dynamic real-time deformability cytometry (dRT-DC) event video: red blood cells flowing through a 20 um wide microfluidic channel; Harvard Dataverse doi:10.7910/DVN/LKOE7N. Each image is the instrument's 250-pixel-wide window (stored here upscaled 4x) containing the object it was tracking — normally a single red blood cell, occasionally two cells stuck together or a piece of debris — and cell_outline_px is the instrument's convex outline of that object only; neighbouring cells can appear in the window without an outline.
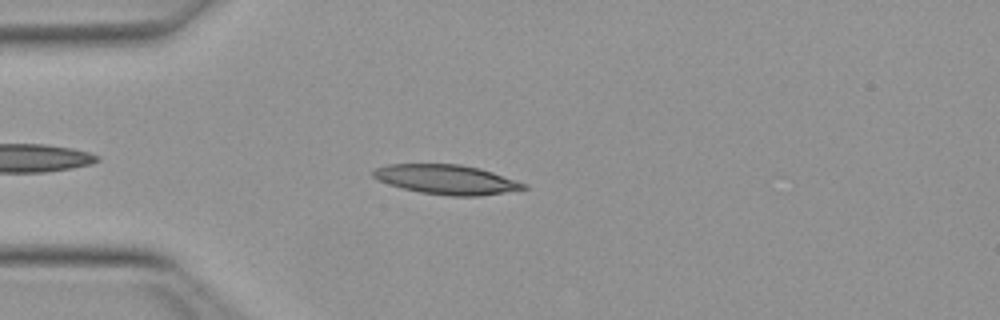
{"species": "Egyptian fruit bat (a non-hibernating species)", "species_latin": "Rousettus aegyptiacus", "temperature_condition": "warm", "stored_images_in_passage": 39, "camera_frame_rate_fps": 3000, "um_per_image_px": 0.085, "animal": {"sex": "female"}, "frame": {"image": 1, "passage_image": 5, "time_ms": 1.333, "image_size_px": [1000, 320], "cell_outline_px": [[528, 188], [480, 196], [452, 196], [420, 192], [388, 184], [372, 176], [372, 168], [388, 164], [460, 164], [480, 168], [528, 184]], "centroid_in_image_um": [37.94, 15.25], "position_along_channel_um": 47.1, "area_um2": 25.84}}
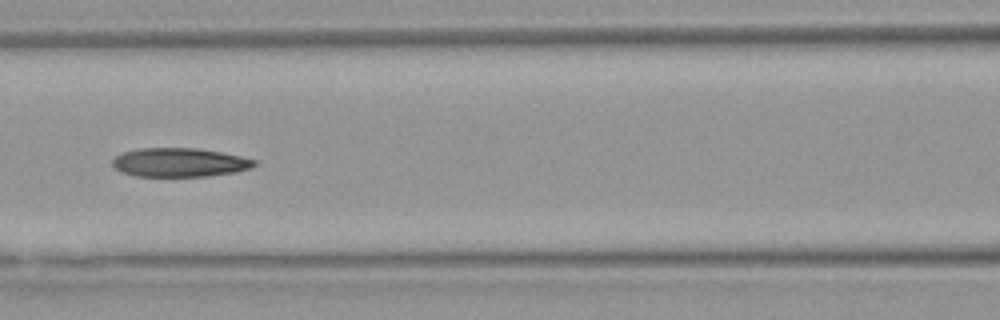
{"frame": {"image": 2, "passage_image": 14, "time_ms": 4.333, "image_size_px": [1000, 320], "cell_outline_px": [[256, 164], [252, 168], [236, 172], [208, 176], [136, 176], [120, 172], [112, 168], [112, 160], [116, 156], [124, 152], [140, 148], [196, 148], [220, 152], [240, 156], [256, 160]], "centroid_in_image_um": [15.24, 13.81], "position_along_channel_um": 151.4, "area_um2": 23.93}}
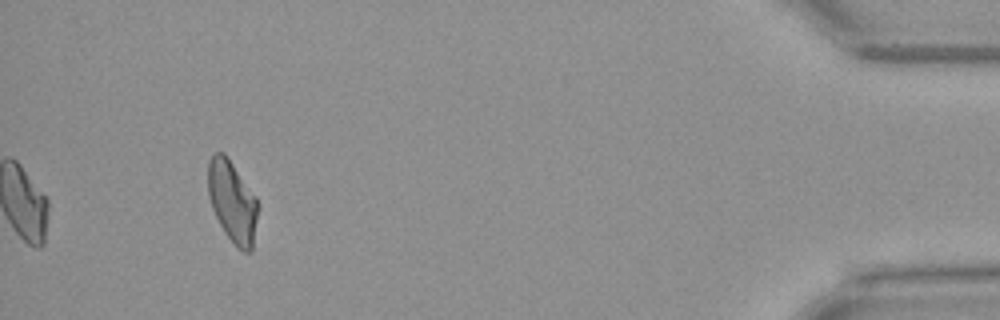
{"frame": {"image": 3, "passage_image": 39, "time_ms": 12.667, "image_size_px": [1000, 320], "cell_outline_px": [[260, 204], [252, 252], [244, 252], [236, 248], [224, 232], [212, 208], [208, 196], [208, 160], [216, 152], [224, 152], [256, 196]], "centroid_in_image_um": [19.78, 17.17], "position_along_channel_um": 415.4, "area_um2": 24.1}, "authors_computed_cell_mechanics": {"area_um2": 24.3338, "velocity_mm_per_s": 4.0062, "shape_relaxation_time_tau1_ms": null, "shape_relaxation_time_tau2_ms": 7.1397, "deformation_change_tau1": null, "deformation_change_tau2": 0.1876}}